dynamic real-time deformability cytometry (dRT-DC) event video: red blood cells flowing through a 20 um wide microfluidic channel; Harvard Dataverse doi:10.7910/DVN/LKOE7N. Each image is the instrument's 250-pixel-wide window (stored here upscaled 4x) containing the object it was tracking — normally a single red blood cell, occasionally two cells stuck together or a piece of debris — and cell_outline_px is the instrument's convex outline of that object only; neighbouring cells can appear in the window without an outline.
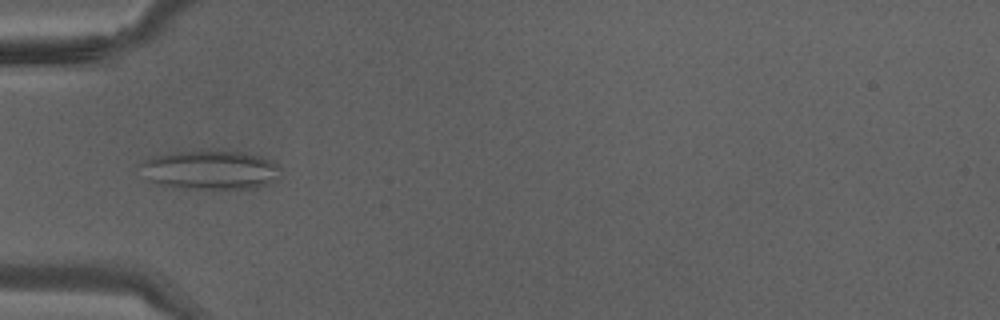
{"species": "Egyptian fruit bat (a non-hibernating species)", "species_latin": "Rousettus aegyptiacus", "temperature_condition": "warm", "stored_images_in_passage": 33, "camera_frame_rate_fps": 3000, "um_per_image_px": 0.085, "animal": {"sex": "male"}, "frame": {"image": 1, "passage_image": 6, "time_ms": 1.667, "image_size_px": [1000, 320], "cell_outline_px": [[284, 168], [280, 180], [256, 188], [184, 188], [156, 184], [148, 180], [140, 164], [144, 160], [152, 156], [176, 152], [244, 152], [260, 156], [272, 160]], "centroid_in_image_um": [17.98, 14.46], "position_along_channel_um": 67.0, "area_um2": 31.91}}